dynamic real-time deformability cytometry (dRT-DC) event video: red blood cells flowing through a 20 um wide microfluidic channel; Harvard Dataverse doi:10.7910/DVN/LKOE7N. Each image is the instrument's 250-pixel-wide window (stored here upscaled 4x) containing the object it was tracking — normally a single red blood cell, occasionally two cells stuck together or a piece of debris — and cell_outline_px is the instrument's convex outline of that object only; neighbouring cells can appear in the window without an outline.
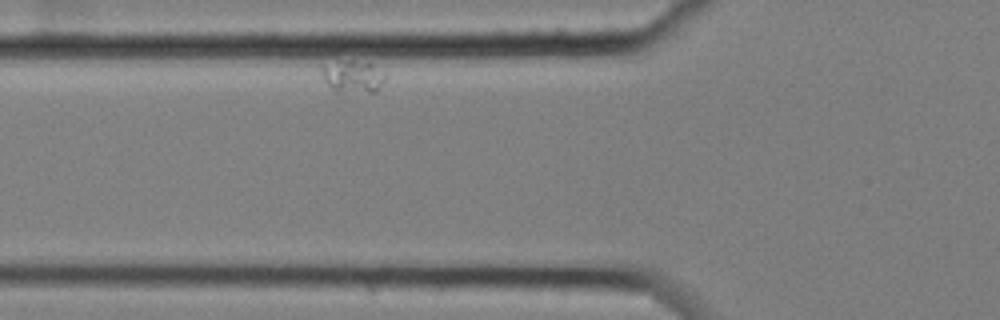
{"species": "common noctule bat (a hibernating species)", "species_latin": "Nyctalus noctula", "temperature_condition": "cold", "stored_images_in_passage": 3, "segment_of_instrument_passage": [1, 2], "camera_frame_rate_fps": 3000, "um_per_image_px": 0.085, "animal": {"sex": "female", "body_mass_g": 25.1}, "frame": {"image": 1, "passage_image": 2, "time_ms": 0.333, "image_size_px": [1000, 320], "cell_outline_px": [[384, 80], [376, 92], [336, 92], [296, 56], [336, 56], [372, 64], [384, 76]], "centroid_in_image_um": [29.34, 6.25], "position_along_channel_um": 96.5, "area_um2": 15.09}}